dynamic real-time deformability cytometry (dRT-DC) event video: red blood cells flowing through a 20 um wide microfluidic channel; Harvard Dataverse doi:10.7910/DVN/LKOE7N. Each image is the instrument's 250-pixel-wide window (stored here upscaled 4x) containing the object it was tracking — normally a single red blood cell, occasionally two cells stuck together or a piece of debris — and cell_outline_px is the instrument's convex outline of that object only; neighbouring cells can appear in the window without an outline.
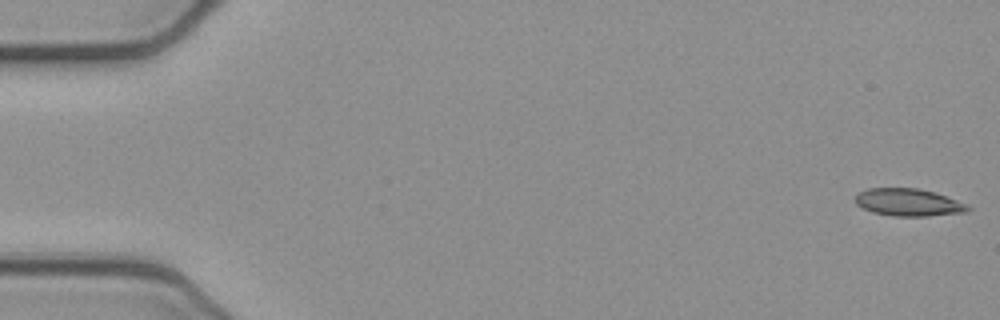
{"species": "common noctule bat (a hibernating species)", "species_latin": "Nyctalus noctula", "temperature_condition": "cold", "stored_images_in_passage": 53, "camera_frame_rate_fps": 3000, "um_per_image_px": 0.085, "animal": {"sex": "female", "body_mass_g": 21.9}, "frame": {"image": 1, "passage_image": 1, "time_ms": 0.0, "image_size_px": [1000, 320], "cell_outline_px": [[972, 208], [968, 212], [928, 216], [892, 216], [872, 212], [856, 204], [856, 192], [868, 188], [916, 188], [936, 192], [968, 204]], "centroid_in_image_um": [77.25, 17.2], "position_along_channel_um": 7.8, "area_um2": 18.21}}
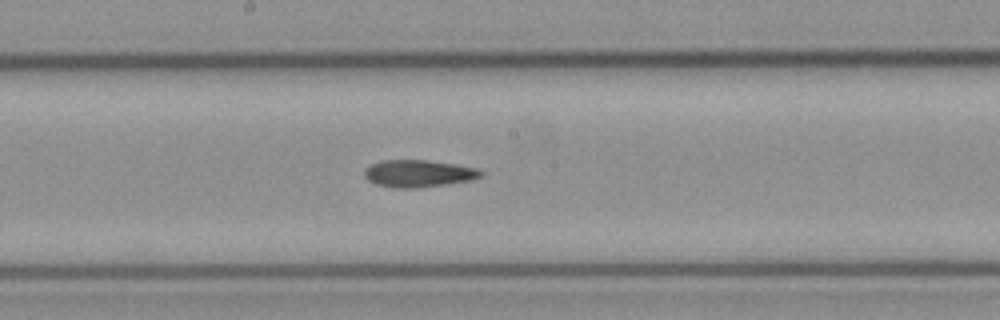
{"frame": {"image": 2, "passage_image": 28, "time_ms": 9.0, "image_size_px": [1000, 320], "cell_outline_px": [[484, 176], [472, 180], [416, 188], [396, 188], [376, 184], [368, 180], [364, 176], [364, 168], [380, 160], [428, 160], [456, 164], [476, 168], [484, 172]], "centroid_in_image_um": [35.58, 14.74], "position_along_channel_um": 212.6, "area_um2": 18.55}}
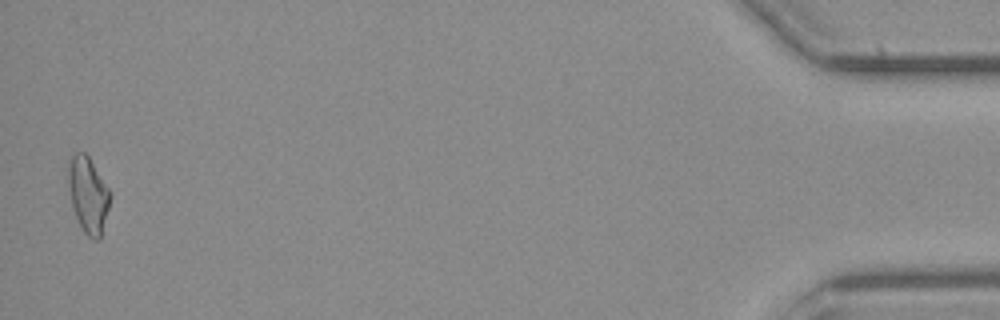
{"frame": {"image": 3, "passage_image": 52, "time_ms": 17.0, "image_size_px": [1000, 320], "cell_outline_px": [[112, 196], [100, 240], [92, 240], [84, 232], [76, 216], [72, 204], [68, 188], [68, 164], [72, 156], [76, 152], [84, 152], [88, 156], [112, 192]], "centroid_in_image_um": [7.52, 16.57], "position_along_channel_um": 427.7, "area_um2": 18.61}, "authors_computed_cell_mechanics": {"area_um2": 18.3804, "velocity_mm_per_s": 3.8789, "shape_relaxation_time_tau1_ms": 10.6982, "shape_relaxation_time_tau2_ms": 10.4419, "deformation_change_tau1": 0.2072, "deformation_change_tau2": 0.2219}}